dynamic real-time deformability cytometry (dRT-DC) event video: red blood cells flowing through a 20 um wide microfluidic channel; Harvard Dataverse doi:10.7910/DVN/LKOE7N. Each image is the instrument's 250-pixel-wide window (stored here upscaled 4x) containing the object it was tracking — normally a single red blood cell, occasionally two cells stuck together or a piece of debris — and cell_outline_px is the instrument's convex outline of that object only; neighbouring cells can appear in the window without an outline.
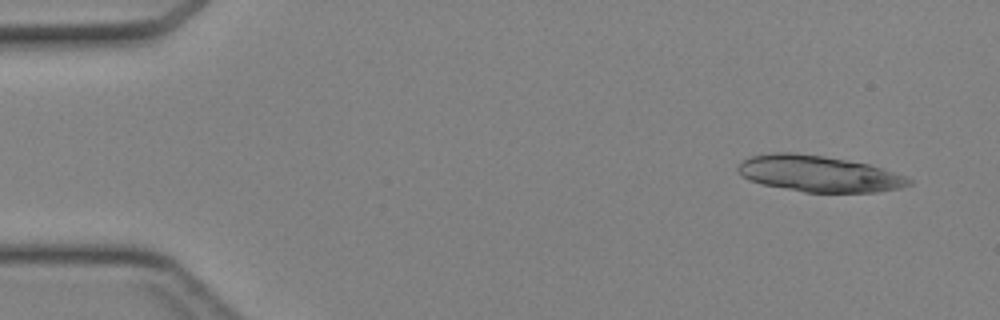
{"species": "Egyptian fruit bat (a non-hibernating species)", "species_latin": "Rousettus aegyptiacus", "temperature_condition": "cold", "stored_images_in_passage": 12, "camera_frame_rate_fps": 3000, "um_per_image_px": 0.085, "animal": {"sex": "female"}, "frame": {"image": 1, "passage_image": 3, "time_ms": 0.667, "image_size_px": [1000, 320], "cell_outline_px": [[912, 184], [900, 188], [876, 192], [804, 192], [764, 184], [748, 180], [740, 176], [736, 172], [736, 168], [744, 160], [752, 156], [772, 152], [792, 152], [820, 156], [868, 164], [904, 176], [912, 180]], "centroid_in_image_um": [69.55, 14.77], "position_along_channel_um": 15.5, "area_um2": 35.66}}